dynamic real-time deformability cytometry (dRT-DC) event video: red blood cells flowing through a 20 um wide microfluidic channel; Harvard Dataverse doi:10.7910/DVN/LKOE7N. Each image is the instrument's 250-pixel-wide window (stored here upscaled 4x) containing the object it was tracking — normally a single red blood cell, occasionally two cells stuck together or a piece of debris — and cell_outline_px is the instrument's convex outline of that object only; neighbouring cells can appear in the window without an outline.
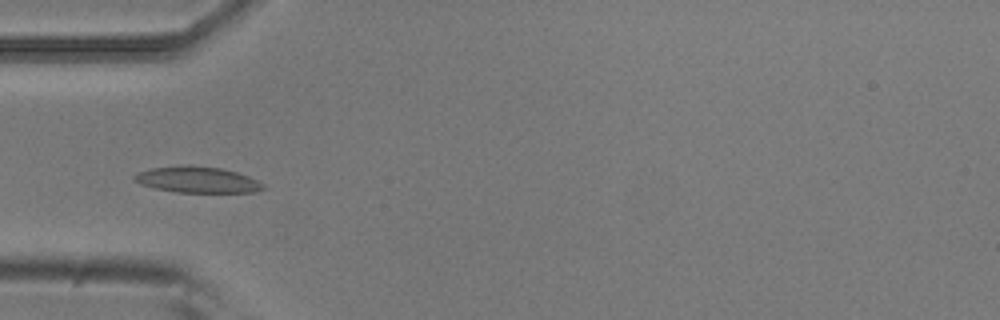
{"species": "common noctule bat (a hibernating species)", "species_latin": "Nyctalus noctula", "temperature_condition": "room temperature", "stored_images_in_passage": 5, "camera_frame_rate_fps": 3000, "um_per_image_px": 0.085, "animal": {"sex": "male", "body_mass_g": 20.5, "forearm_length_mm": 52.5}, "frame": {"image": 1, "passage_image": 5, "time_ms": 1.333, "image_size_px": [1000, 320], "cell_outline_px": [[268, 188], [256, 192], [176, 192], [156, 188], [140, 184], [132, 180], [132, 176], [136, 172], [152, 168], [184, 164], [188, 164], [220, 168], [236, 172], [248, 176], [264, 184]], "centroid_in_image_um": [16.75, 15.26], "position_along_channel_um": 68.3, "area_um2": 19.83}}